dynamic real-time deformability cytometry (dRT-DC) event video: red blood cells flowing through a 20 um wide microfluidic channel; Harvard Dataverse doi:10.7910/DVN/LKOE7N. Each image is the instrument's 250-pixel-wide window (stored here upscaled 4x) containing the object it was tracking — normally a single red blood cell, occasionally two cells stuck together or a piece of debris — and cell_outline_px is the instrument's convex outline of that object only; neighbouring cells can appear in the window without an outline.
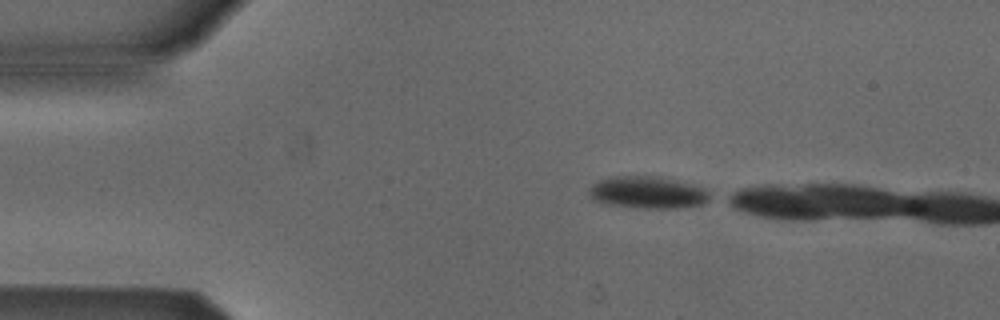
{"species": "Egyptian fruit bat (a non-hibernating species)", "species_latin": "Rousettus aegyptiacus", "temperature_condition": "cold", "stored_images_in_passage": 2, "camera_frame_rate_fps": 3000, "um_per_image_px": 0.085, "animal": {"sex": "male"}, "frame": {"image": 1, "passage_image": 1, "time_ms": 0.0, "image_size_px": [1000, 320], "cell_outline_px": [[716, 196], [700, 204], [676, 208], [644, 208], [608, 204], [596, 200], [588, 192], [588, 188], [596, 180], [608, 176], [660, 176], [708, 188]], "centroid_in_image_um": [55.11, 16.33], "position_along_channel_um": 29.9, "area_um2": 22.95}}